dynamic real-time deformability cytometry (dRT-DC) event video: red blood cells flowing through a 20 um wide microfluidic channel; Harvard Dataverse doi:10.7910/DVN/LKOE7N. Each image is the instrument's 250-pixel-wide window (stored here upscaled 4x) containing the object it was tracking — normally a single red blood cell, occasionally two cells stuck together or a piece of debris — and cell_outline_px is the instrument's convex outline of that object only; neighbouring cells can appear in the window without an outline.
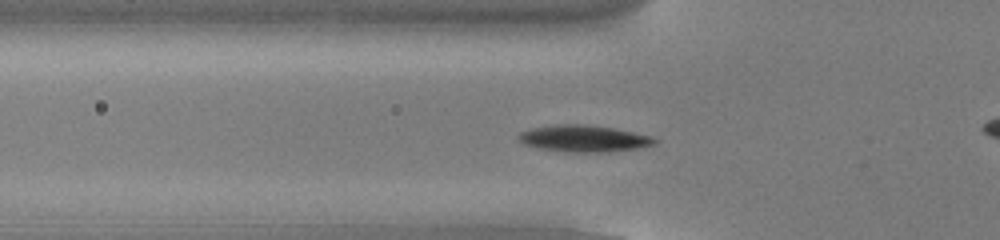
{"species": "common noctule bat (a hibernating species)", "species_latin": "Nyctalus noctula", "temperature_condition": "cold", "stored_images_in_passage": 53, "camera_frame_rate_fps": 3000, "um_per_image_px": 0.085, "animal": {"sex": "male", "body_mass_g": 13.0, "forearm_length_mm": 53.1}, "frame": {"image": 1, "passage_image": 17, "time_ms": 5.333, "image_size_px": [1000, 240], "cell_outline_px": [[660, 140], [656, 144], [636, 148], [608, 152], [564, 152], [540, 148], [524, 144], [516, 136], [520, 132], [532, 128], [560, 124], [584, 124], [612, 128], [652, 136]], "centroid_in_image_um": [49.64, 11.78], "position_along_channel_um": 76.2, "area_um2": 21.1}}
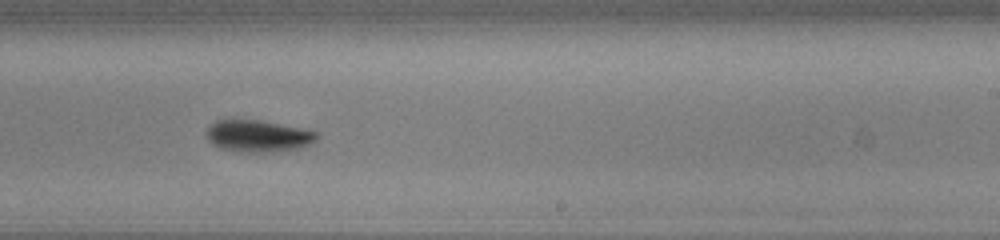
{"frame": {"image": 2, "passage_image": 32, "time_ms": 10.333, "image_size_px": [1000, 240], "cell_outline_px": [[320, 136], [316, 140], [308, 144], [296, 148], [272, 152], [248, 152], [220, 148], [212, 144], [208, 140], [204, 132], [216, 120], [260, 120], [320, 132]], "centroid_in_image_um": [21.93, 11.55], "position_along_channel_um": 267.1, "area_um2": 20.35}}
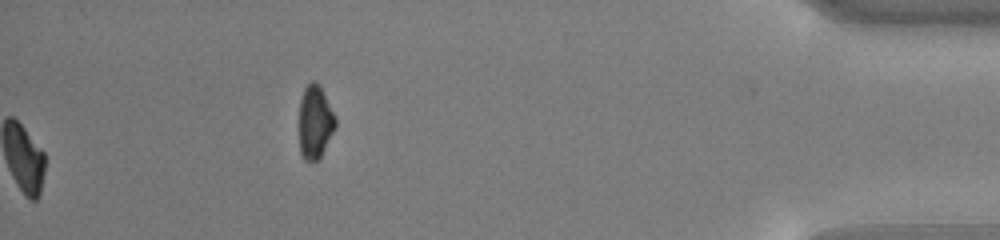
{"frame": {"image": 3, "passage_image": 53, "time_ms": 17.333, "image_size_px": [1000, 240], "cell_outline_px": [[336, 128], [320, 156], [316, 160], [304, 160], [300, 156], [300, 100], [304, 88], [312, 80], [320, 88], [336, 116]], "centroid_in_image_um": [26.78, 10.4], "position_along_channel_um": 408.4, "area_um2": 15.2}, "authors_computed_cell_mechanics": {"area_um2": 19.0162, "velocity_mm_per_s": 3.8155, "shape_relaxation_time_tau1_ms": 2.5263, "shape_relaxation_time_tau2_ms": 5.3514, "deformation_change_tau1": 0.1456, "deformation_change_tau2": 0.0815}}